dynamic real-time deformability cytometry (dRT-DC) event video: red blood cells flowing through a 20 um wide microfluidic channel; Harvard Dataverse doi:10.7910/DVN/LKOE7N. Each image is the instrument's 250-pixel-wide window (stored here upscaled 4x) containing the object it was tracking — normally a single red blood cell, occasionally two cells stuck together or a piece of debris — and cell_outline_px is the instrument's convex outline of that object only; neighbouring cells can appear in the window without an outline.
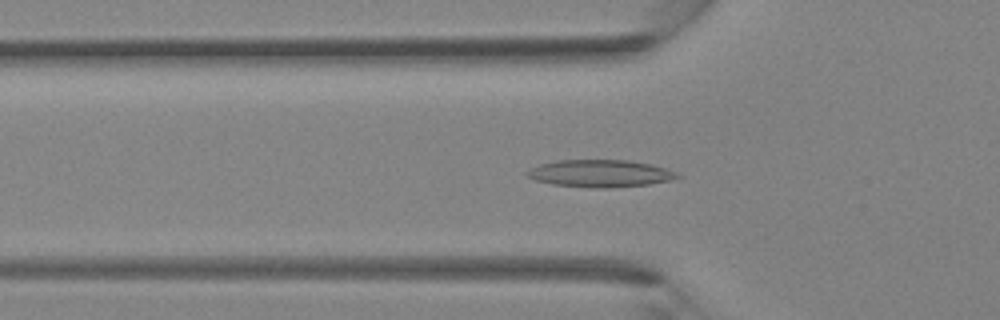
{"species": "Egyptian fruit bat (a non-hibernating species)", "species_latin": "Rousettus aegyptiacus", "temperature_condition": "room temperature", "stored_images_in_passage": 38, "camera_frame_rate_fps": 3000, "um_per_image_px": 0.085, "animal": {"sex": "female"}, "frame": {"image": 1, "passage_image": 12, "time_ms": 3.667, "image_size_px": [1000, 320], "cell_outline_px": [[680, 176], [668, 180], [648, 184], [608, 188], [596, 188], [552, 184], [536, 180], [528, 176], [524, 172], [540, 164], [556, 160], [628, 160], [652, 164], [676, 172]], "centroid_in_image_um": [50.98, 14.73], "position_along_channel_um": 74.8, "area_um2": 23.64}}
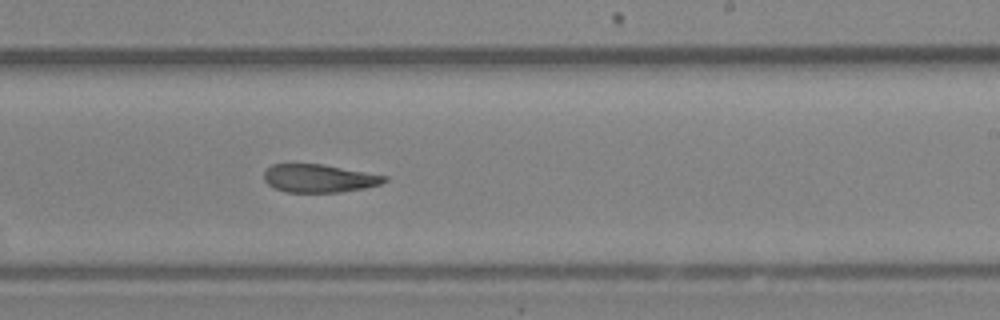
{"frame": {"image": 2, "passage_image": 23, "time_ms": 7.333, "image_size_px": [1000, 320], "cell_outline_px": [[388, 180], [380, 184], [364, 188], [340, 192], [288, 192], [272, 188], [264, 180], [264, 172], [272, 164], [324, 164], [388, 176]], "centroid_in_image_um": [27.12, 15.16], "position_along_channel_um": 261.9, "area_um2": 19.77}}
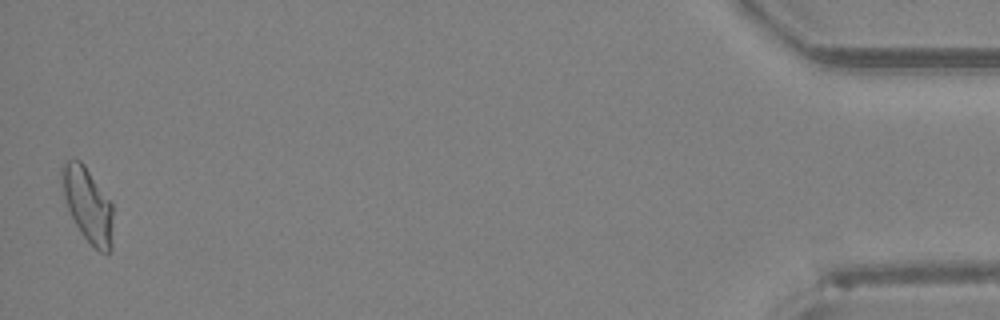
{"frame": {"image": 3, "passage_image": 38, "time_ms": 12.333, "image_size_px": [1000, 320], "cell_outline_px": [[112, 248], [108, 252], [100, 252], [80, 232], [68, 208], [64, 196], [60, 172], [60, 168], [68, 160], [80, 160], [84, 164], [112, 204]], "centroid_in_image_um": [7.46, 17.39], "position_along_channel_um": 427.7, "area_um2": 21.73}}